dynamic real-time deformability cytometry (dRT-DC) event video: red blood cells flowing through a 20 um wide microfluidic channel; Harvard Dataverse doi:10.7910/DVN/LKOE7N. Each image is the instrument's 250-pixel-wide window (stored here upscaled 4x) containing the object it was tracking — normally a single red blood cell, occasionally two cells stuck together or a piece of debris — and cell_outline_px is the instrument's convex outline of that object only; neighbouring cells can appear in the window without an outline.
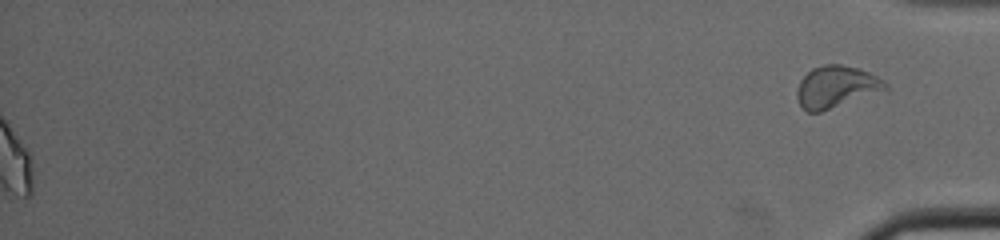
{"species": "common noctule bat (a hibernating species)", "species_latin": "Nyctalus noctula", "temperature_condition": "cold", "stored_images_in_passage": 33, "segment_of_instrument_passage": [2, 2], "camera_frame_rate_fps": 3000, "um_per_image_px": 0.085, "animal": {"sex": "male", "body_mass_g": 19.0, "forearm_length_mm": 50.8}, "frame": {"image": 1, "passage_image": 33, "time_ms": 10.667, "image_size_px": [1000, 240], "cell_outline_px": [[888, 88], [820, 112], [808, 112], [800, 104], [796, 96], [796, 92], [800, 80], [812, 68], [824, 64], [840, 64], [856, 68], [868, 72], [884, 80], [888, 84]], "centroid_in_image_um": [71.04, 7.36], "position_along_channel_um": 364.2, "area_um2": 21.1}}